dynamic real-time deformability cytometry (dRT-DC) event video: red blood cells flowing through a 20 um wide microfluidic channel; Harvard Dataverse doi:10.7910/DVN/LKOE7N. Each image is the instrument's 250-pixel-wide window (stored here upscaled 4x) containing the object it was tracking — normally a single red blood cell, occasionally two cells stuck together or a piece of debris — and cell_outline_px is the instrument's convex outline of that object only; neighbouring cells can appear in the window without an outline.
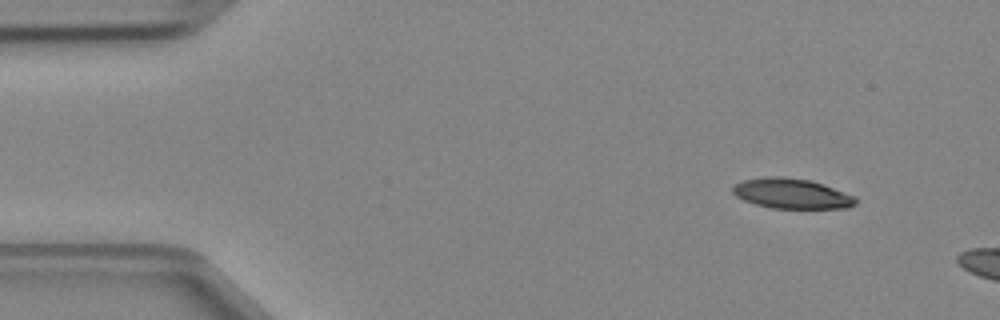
{"species": "Egyptian fruit bat (a non-hibernating species)", "species_latin": "Rousettus aegyptiacus", "temperature_condition": "cold", "stored_images_in_passage": 3, "camera_frame_rate_fps": 3000, "um_per_image_px": 0.085, "animal": {"sex": "female"}, "frame": {"image": 1, "passage_image": 1, "time_ms": 0.0, "image_size_px": [1000, 320], "cell_outline_px": [[856, 204], [848, 208], [772, 208], [756, 204], [744, 200], [736, 196], [732, 192], [732, 188], [736, 184], [744, 180], [768, 176], [784, 176], [808, 180], [824, 184], [856, 196]], "centroid_in_image_um": [67.32, 16.45], "position_along_channel_um": 17.7, "area_um2": 21.56}}